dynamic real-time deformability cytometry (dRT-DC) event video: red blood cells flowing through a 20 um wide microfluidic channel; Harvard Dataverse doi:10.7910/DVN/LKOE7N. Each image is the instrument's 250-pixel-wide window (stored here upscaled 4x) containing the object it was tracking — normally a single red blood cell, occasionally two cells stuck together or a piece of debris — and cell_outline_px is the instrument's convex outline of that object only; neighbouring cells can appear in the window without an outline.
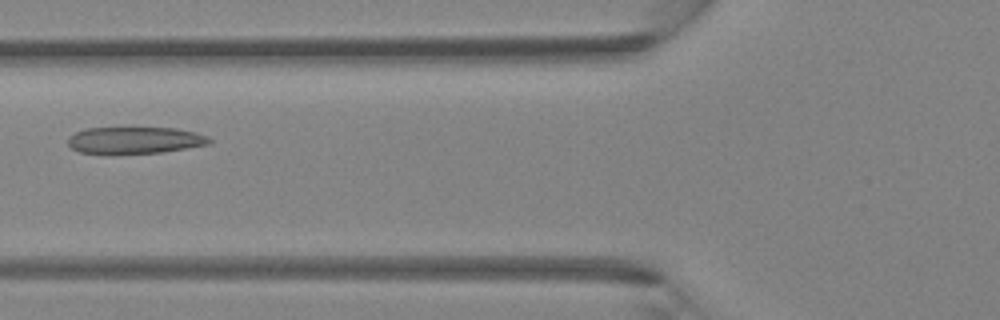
{"species": "Egyptian fruit bat (a non-hibernating species)", "species_latin": "Rousettus aegyptiacus", "temperature_condition": "room temperature", "stored_images_in_passage": 3, "camera_frame_rate_fps": 3000, "um_per_image_px": 0.085, "animal": {"sex": "female"}, "frame": {"image": 1, "passage_image": 2, "time_ms": 0.333, "image_size_px": [1000, 320], "cell_outline_px": [[212, 140], [208, 144], [160, 152], [116, 156], [104, 156], [80, 152], [72, 148], [68, 144], [68, 136], [84, 128], [176, 128], [196, 132], [208, 136]], "centroid_in_image_um": [11.38, 11.95], "position_along_channel_um": 114.4, "area_um2": 22.77}}
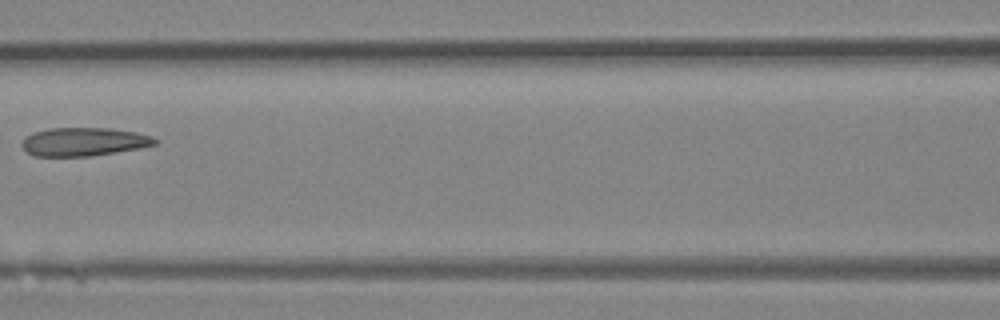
{"frame": {"image": 2, "passage_image": 3, "time_ms": 0.667, "image_size_px": [1000, 320], "cell_outline_px": [[160, 140], [156, 144], [140, 148], [92, 156], [36, 156], [28, 152], [20, 144], [28, 136], [36, 132], [48, 128], [112, 128], [136, 132], [152, 136]], "centroid_in_image_um": [7.19, 12.05], "position_along_channel_um": 159.4, "area_um2": 21.96}}